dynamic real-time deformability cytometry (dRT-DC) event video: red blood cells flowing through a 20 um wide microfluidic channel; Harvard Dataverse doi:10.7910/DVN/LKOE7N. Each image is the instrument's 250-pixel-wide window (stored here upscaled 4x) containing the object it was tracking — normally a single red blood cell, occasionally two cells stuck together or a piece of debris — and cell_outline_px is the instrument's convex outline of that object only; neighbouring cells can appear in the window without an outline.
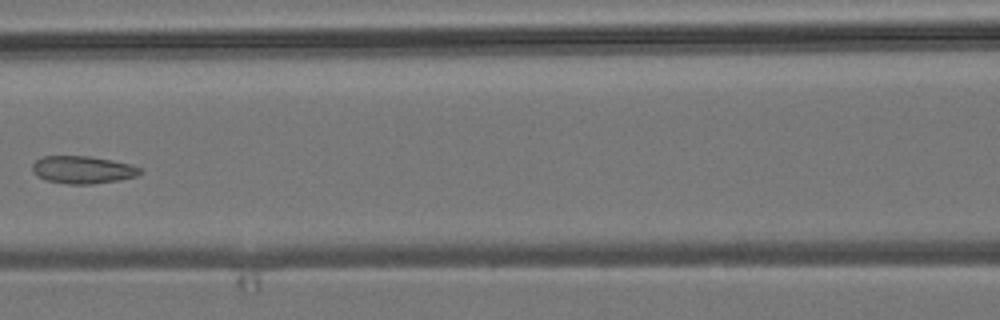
{"species": "common noctule bat (a hibernating species)", "species_latin": "Nyctalus noctula", "temperature_condition": "room temperature", "stored_images_in_passage": 6, "camera_frame_rate_fps": 3000, "um_per_image_px": 0.085, "animal": {"sex": "male", "body_mass_g": 19.2, "forearm_length_mm": 51.8}, "frame": {"image": 1, "passage_image": 6, "time_ms": 7.0, "image_size_px": [1000, 320], "cell_outline_px": [[140, 172], [136, 176], [120, 180], [92, 184], [68, 184], [48, 180], [32, 172], [32, 164], [36, 160], [44, 156], [88, 156], [112, 160], [132, 164], [140, 168]], "centroid_in_image_um": [7.04, 14.42], "position_along_channel_um": 159.6, "area_um2": 17.17}}